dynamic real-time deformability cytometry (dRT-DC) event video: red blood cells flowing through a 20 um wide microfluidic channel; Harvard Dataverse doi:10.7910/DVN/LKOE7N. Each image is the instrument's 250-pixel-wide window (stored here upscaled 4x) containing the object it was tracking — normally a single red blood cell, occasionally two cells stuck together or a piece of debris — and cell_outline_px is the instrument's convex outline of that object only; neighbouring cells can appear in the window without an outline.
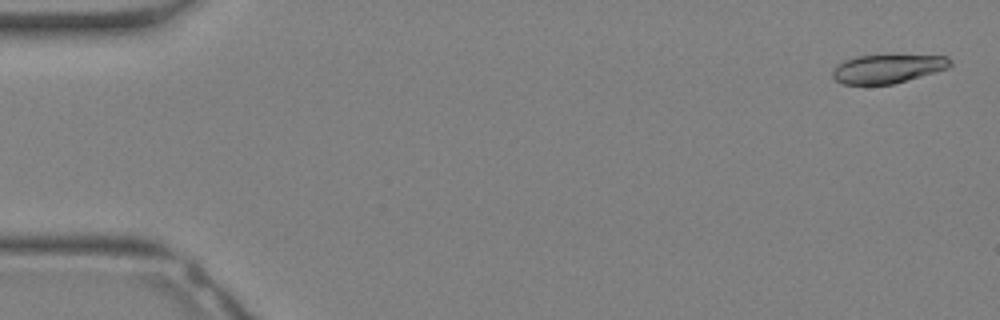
{"species": "Egyptian fruit bat (a non-hibernating species)", "species_latin": "Rousettus aegyptiacus", "temperature_condition": "warm", "stored_images_in_passage": 7, "camera_frame_rate_fps": 3000, "um_per_image_px": 0.085, "animal": {"sex": "female"}, "frame": {"image": 1, "passage_image": 1, "time_ms": 0.0, "image_size_px": [1000, 320], "cell_outline_px": [[952, 64], [948, 68], [936, 72], [892, 84], [844, 84], [836, 80], [832, 76], [832, 72], [836, 64], [844, 60], [856, 56], [884, 52], [892, 52], [948, 56], [952, 60]], "centroid_in_image_um": [75.49, 5.76], "position_along_channel_um": 9.5, "area_um2": 20.87}}